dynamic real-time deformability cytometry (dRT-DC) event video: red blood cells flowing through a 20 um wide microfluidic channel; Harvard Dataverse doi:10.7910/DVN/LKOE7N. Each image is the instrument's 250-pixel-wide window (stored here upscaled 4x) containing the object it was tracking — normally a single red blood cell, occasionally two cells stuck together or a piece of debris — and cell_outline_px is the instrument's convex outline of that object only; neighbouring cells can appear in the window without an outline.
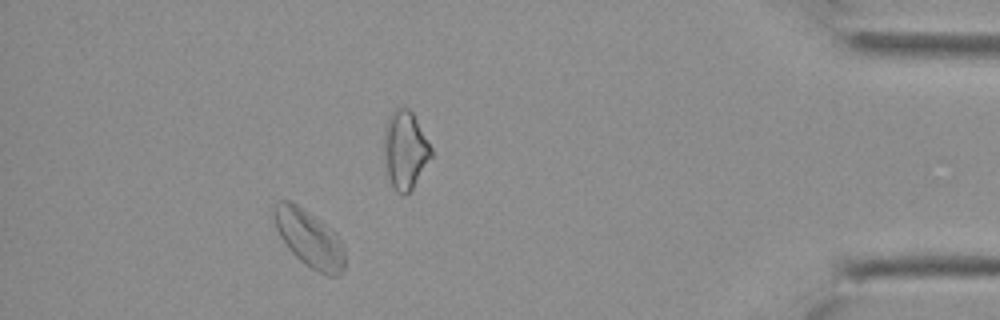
{"species": "Egyptian fruit bat (a non-hibernating species)", "species_latin": "Rousettus aegyptiacus", "temperature_condition": "cold", "stored_images_in_passage": 30, "camera_frame_rate_fps": 3000, "um_per_image_px": 0.085, "animal": {"sex": "female"}, "frame": {"image": 1, "passage_image": 26, "time_ms": 8.333, "image_size_px": [1000, 320], "cell_outline_px": [[344, 268], [340, 276], [328, 276], [304, 264], [288, 248], [280, 236], [276, 228], [272, 212], [276, 200], [288, 200], [296, 204], [308, 212], [336, 232], [344, 248]], "centroid_in_image_um": [26.28, 20.27], "position_along_channel_um": 408.9, "area_um2": 23.47}}